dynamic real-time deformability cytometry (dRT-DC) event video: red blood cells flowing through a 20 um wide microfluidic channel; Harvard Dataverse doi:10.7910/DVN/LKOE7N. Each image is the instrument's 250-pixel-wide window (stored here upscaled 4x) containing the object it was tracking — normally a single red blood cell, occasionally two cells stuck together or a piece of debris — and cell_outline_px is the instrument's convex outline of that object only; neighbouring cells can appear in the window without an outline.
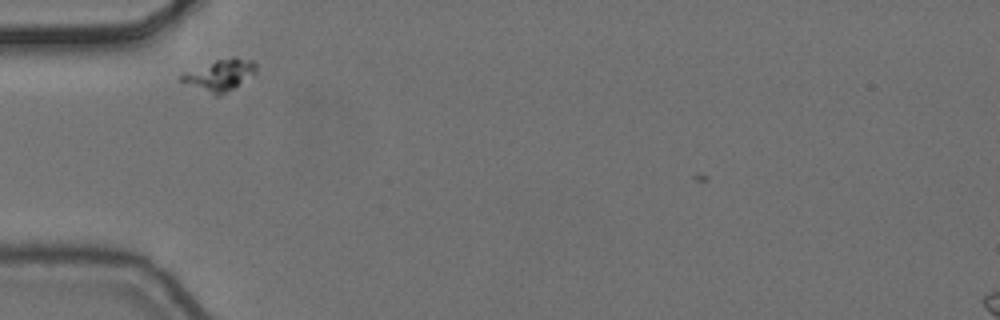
{"species": "common noctule bat (a hibernating species)", "species_latin": "Nyctalus noctula", "temperature_condition": "cold", "stored_images_in_passage": 3, "camera_frame_rate_fps": 3000, "um_per_image_px": 0.085, "animal": {"sex": "female", "body_mass_g": 24.6, "forearm_length_mm": 56.2}, "frame": {"image": 1, "passage_image": 1, "time_ms": 0.0, "image_size_px": [1000, 320], "cell_outline_px": [[256, 72], [232, 88], [216, 96], [176, 80], [176, 76], [184, 72], [216, 60], [232, 56], [236, 56], [252, 60], [256, 64]], "centroid_in_image_um": [18.61, 6.35], "position_along_channel_um": 66.4, "area_um2": 13.58}}
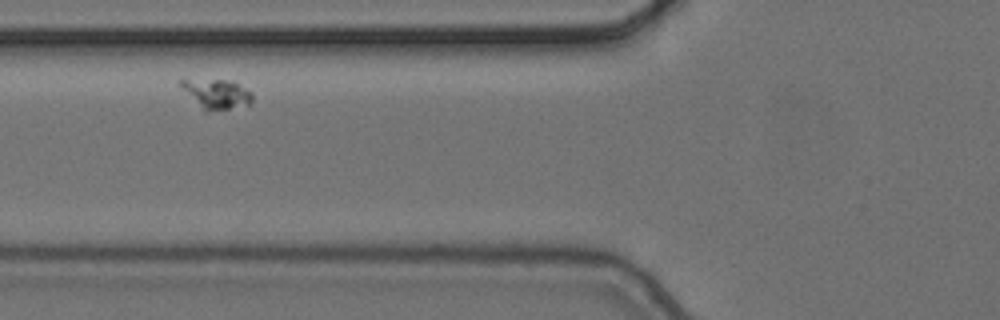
{"frame": {"image": 2, "passage_image": 2, "time_ms": 0.333, "image_size_px": [1000, 320], "cell_outline_px": [[252, 104], [208, 112], [204, 112], [176, 84], [180, 80], [224, 80], [236, 84], [252, 92]], "centroid_in_image_um": [18.34, 8.01], "position_along_channel_um": 107.5, "area_um2": 12.31}}
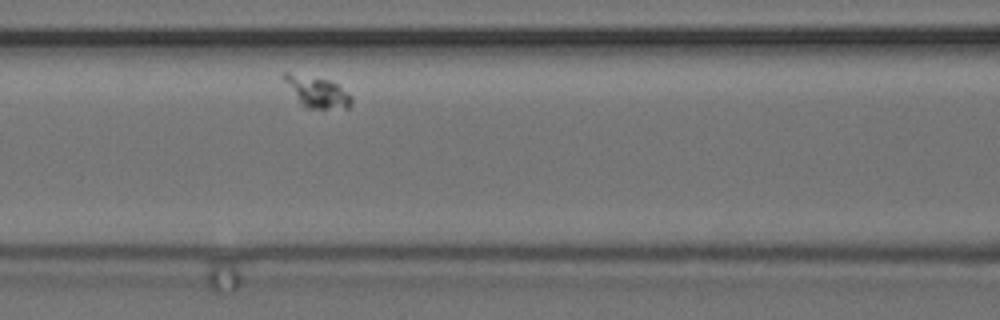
{"frame": {"image": 3, "passage_image": 3, "time_ms": 0.667, "image_size_px": [1000, 320], "cell_outline_px": [[352, 104], [348, 108], [304, 108], [300, 104], [280, 76], [284, 72], [288, 72], [328, 80], [336, 84], [348, 92], [352, 96]], "centroid_in_image_um": [26.92, 7.81], "position_along_channel_um": 139.7, "area_um2": 12.2}}